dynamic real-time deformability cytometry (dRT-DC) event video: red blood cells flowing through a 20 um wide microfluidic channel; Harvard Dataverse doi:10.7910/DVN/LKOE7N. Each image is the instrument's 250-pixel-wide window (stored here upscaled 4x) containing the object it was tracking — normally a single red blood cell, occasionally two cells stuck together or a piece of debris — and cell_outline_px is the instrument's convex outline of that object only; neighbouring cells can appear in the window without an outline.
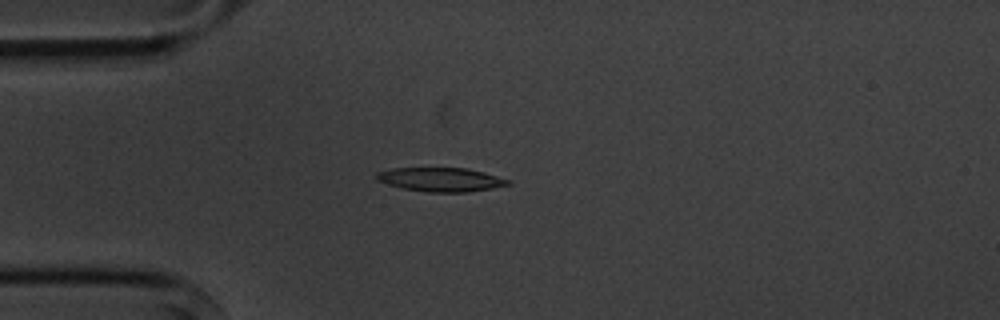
{"species": "common noctule bat (a hibernating species)", "species_latin": "Nyctalus noctula", "temperature_condition": "cold", "stored_images_in_passage": 5, "camera_frame_rate_fps": 3000, "um_per_image_px": 0.085, "animal": {"sex": "male", "body_mass_g": 20.1, "forearm_length_mm": 53.5}, "frame": {"image": 1, "passage_image": 4, "time_ms": 4.333, "image_size_px": [1000, 320], "cell_outline_px": [[512, 184], [492, 188], [468, 192], [428, 192], [404, 188], [388, 184], [376, 180], [376, 172], [392, 168], [468, 168], [484, 172], [512, 180]], "centroid_in_image_um": [37.51, 15.25], "position_along_channel_um": 47.5, "area_um2": 18.38}}